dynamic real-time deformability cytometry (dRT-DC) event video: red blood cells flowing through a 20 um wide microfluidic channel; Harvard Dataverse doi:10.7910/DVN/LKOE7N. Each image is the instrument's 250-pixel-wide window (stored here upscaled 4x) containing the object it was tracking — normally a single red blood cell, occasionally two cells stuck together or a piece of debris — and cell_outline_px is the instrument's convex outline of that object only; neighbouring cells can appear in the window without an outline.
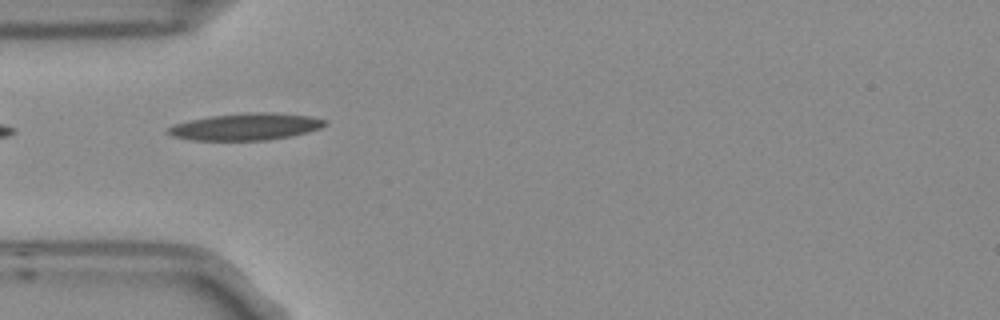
{"species": "Egyptian fruit bat (a non-hibernating species)", "species_latin": "Rousettus aegyptiacus", "temperature_condition": "room temperature", "stored_images_in_passage": 2, "camera_frame_rate_fps": 3000, "um_per_image_px": 0.085, "frame": {"image": 1, "passage_image": 2, "time_ms": 0.333, "image_size_px": [1000, 320], "cell_outline_px": [[328, 124], [320, 128], [308, 132], [292, 136], [268, 140], [188, 140], [172, 136], [164, 132], [164, 128], [172, 124], [188, 120], [212, 116], [244, 112], [268, 112], [312, 116], [328, 120]], "centroid_in_image_um": [20.86, 10.77], "position_along_channel_um": 64.1, "area_um2": 25.09}}